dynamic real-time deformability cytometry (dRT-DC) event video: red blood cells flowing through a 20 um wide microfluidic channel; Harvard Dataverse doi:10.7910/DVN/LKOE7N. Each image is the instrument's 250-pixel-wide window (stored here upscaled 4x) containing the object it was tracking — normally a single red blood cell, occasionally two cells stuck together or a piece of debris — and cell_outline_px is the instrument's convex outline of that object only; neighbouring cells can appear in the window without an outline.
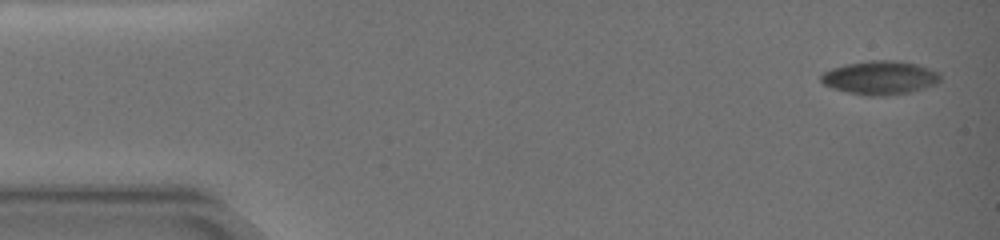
{"species": "common noctule bat (a hibernating species)", "species_latin": "Nyctalus noctula", "temperature_condition": "warm", "stored_images_in_passage": 9, "camera_frame_rate_fps": 3000, "um_per_image_px": 0.085, "animal": {"sex": "female", "body_mass_g": 19.0, "forearm_length_mm": 51.5}, "frame": {"image": 1, "passage_image": 1, "time_ms": 0.0, "image_size_px": [1000, 240], "cell_outline_px": [[940, 80], [936, 84], [908, 92], [884, 96], [868, 96], [848, 92], [832, 88], [824, 84], [820, 80], [820, 76], [824, 72], [832, 68], [844, 64], [868, 60], [892, 60], [916, 64], [940, 72]], "centroid_in_image_um": [74.78, 6.6], "position_along_channel_um": 10.2, "area_um2": 23.29}}
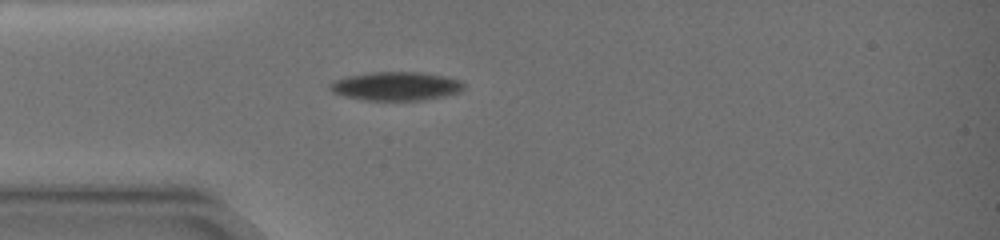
{"frame": {"image": 2, "passage_image": 6, "time_ms": 4.667, "image_size_px": [1000, 240], "cell_outline_px": [[464, 88], [460, 92], [444, 96], [424, 100], [364, 100], [344, 96], [332, 92], [328, 88], [328, 84], [332, 80], [344, 76], [368, 72], [424, 72], [464, 80]], "centroid_in_image_um": [33.64, 7.31], "position_along_channel_um": 51.4, "area_um2": 22.83}}